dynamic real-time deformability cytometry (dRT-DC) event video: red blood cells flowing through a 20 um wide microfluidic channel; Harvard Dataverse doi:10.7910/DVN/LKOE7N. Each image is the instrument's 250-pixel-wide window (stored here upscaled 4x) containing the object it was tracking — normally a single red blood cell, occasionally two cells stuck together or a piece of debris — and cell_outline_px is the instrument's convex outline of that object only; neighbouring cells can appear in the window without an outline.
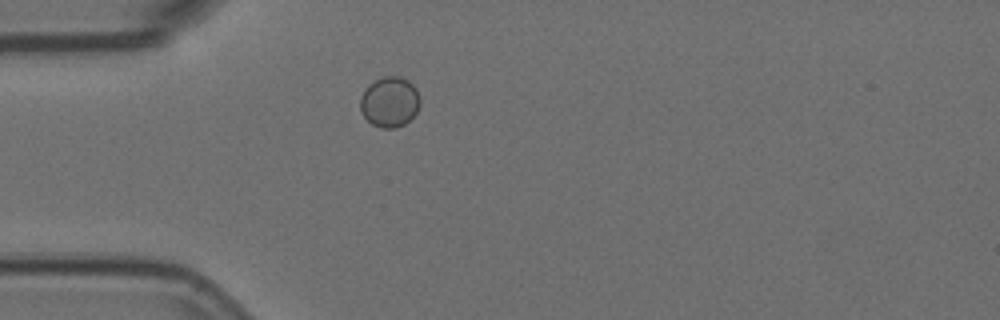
{"species": "Egyptian fruit bat (a non-hibernating species)", "species_latin": "Rousettus aegyptiacus", "temperature_condition": "room temperature", "stored_images_in_passage": 1, "camera_frame_rate_fps": 3000, "um_per_image_px": 0.085, "animal": {"sex": "female"}, "frame": {"image": 1, "passage_image": 1, "time_ms": 0.0, "image_size_px": [1000, 320], "cell_outline_px": [[420, 104], [416, 112], [404, 124], [396, 128], [380, 128], [372, 124], [360, 112], [360, 96], [368, 84], [384, 76], [400, 76], [408, 80], [416, 88], [420, 96]], "centroid_in_image_um": [33.11, 8.65], "position_along_channel_um": 51.9, "area_um2": 17.69}}